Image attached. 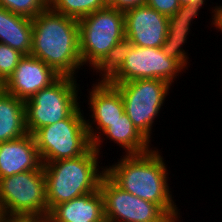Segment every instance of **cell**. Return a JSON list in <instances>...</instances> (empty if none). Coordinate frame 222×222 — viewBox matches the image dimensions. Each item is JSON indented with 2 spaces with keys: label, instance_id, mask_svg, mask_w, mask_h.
<instances>
[{
  "label": "cell",
  "instance_id": "6da1fadb",
  "mask_svg": "<svg viewBox=\"0 0 222 222\" xmlns=\"http://www.w3.org/2000/svg\"><path fill=\"white\" fill-rule=\"evenodd\" d=\"M32 25L30 55L45 62L58 75L76 78L78 70L83 67L78 20L47 7L32 18Z\"/></svg>",
  "mask_w": 222,
  "mask_h": 222
},
{
  "label": "cell",
  "instance_id": "7a4b0ae2",
  "mask_svg": "<svg viewBox=\"0 0 222 222\" xmlns=\"http://www.w3.org/2000/svg\"><path fill=\"white\" fill-rule=\"evenodd\" d=\"M154 147L143 154L122 155L118 162L106 166V175L122 190L159 205L170 217L178 211L168 186V170Z\"/></svg>",
  "mask_w": 222,
  "mask_h": 222
},
{
  "label": "cell",
  "instance_id": "3957f363",
  "mask_svg": "<svg viewBox=\"0 0 222 222\" xmlns=\"http://www.w3.org/2000/svg\"><path fill=\"white\" fill-rule=\"evenodd\" d=\"M99 155L91 146L79 157L43 164L48 213L57 204L99 190L106 174L104 166H99Z\"/></svg>",
  "mask_w": 222,
  "mask_h": 222
},
{
  "label": "cell",
  "instance_id": "277c9868",
  "mask_svg": "<svg viewBox=\"0 0 222 222\" xmlns=\"http://www.w3.org/2000/svg\"><path fill=\"white\" fill-rule=\"evenodd\" d=\"M77 79L60 76L50 86L24 101L25 124L29 134L68 118L79 106ZM78 101V102H77Z\"/></svg>",
  "mask_w": 222,
  "mask_h": 222
},
{
  "label": "cell",
  "instance_id": "5b68a950",
  "mask_svg": "<svg viewBox=\"0 0 222 222\" xmlns=\"http://www.w3.org/2000/svg\"><path fill=\"white\" fill-rule=\"evenodd\" d=\"M79 106L68 118L44 126L34 134L42 164L83 155L92 143L84 112Z\"/></svg>",
  "mask_w": 222,
  "mask_h": 222
},
{
  "label": "cell",
  "instance_id": "8992f818",
  "mask_svg": "<svg viewBox=\"0 0 222 222\" xmlns=\"http://www.w3.org/2000/svg\"><path fill=\"white\" fill-rule=\"evenodd\" d=\"M79 51L83 65L93 69L119 41L125 38L124 12L108 5L78 20Z\"/></svg>",
  "mask_w": 222,
  "mask_h": 222
},
{
  "label": "cell",
  "instance_id": "52a82bcc",
  "mask_svg": "<svg viewBox=\"0 0 222 222\" xmlns=\"http://www.w3.org/2000/svg\"><path fill=\"white\" fill-rule=\"evenodd\" d=\"M109 84L120 91L125 113L136 129L151 143L153 123L165 104L172 85L161 79H137Z\"/></svg>",
  "mask_w": 222,
  "mask_h": 222
},
{
  "label": "cell",
  "instance_id": "ba28073f",
  "mask_svg": "<svg viewBox=\"0 0 222 222\" xmlns=\"http://www.w3.org/2000/svg\"><path fill=\"white\" fill-rule=\"evenodd\" d=\"M48 214L43 165L0 179V215Z\"/></svg>",
  "mask_w": 222,
  "mask_h": 222
},
{
  "label": "cell",
  "instance_id": "9c48e42d",
  "mask_svg": "<svg viewBox=\"0 0 222 222\" xmlns=\"http://www.w3.org/2000/svg\"><path fill=\"white\" fill-rule=\"evenodd\" d=\"M105 218L118 222H169L170 216L157 204L122 190L106 174L99 185Z\"/></svg>",
  "mask_w": 222,
  "mask_h": 222
},
{
  "label": "cell",
  "instance_id": "30bf717a",
  "mask_svg": "<svg viewBox=\"0 0 222 222\" xmlns=\"http://www.w3.org/2000/svg\"><path fill=\"white\" fill-rule=\"evenodd\" d=\"M185 69L166 56L161 48L133 45L120 70L108 83H124L137 79H161L172 85Z\"/></svg>",
  "mask_w": 222,
  "mask_h": 222
},
{
  "label": "cell",
  "instance_id": "8fae6325",
  "mask_svg": "<svg viewBox=\"0 0 222 222\" xmlns=\"http://www.w3.org/2000/svg\"><path fill=\"white\" fill-rule=\"evenodd\" d=\"M125 37L138 47L161 48L168 31V16L148 5L124 12Z\"/></svg>",
  "mask_w": 222,
  "mask_h": 222
},
{
  "label": "cell",
  "instance_id": "7c38bea8",
  "mask_svg": "<svg viewBox=\"0 0 222 222\" xmlns=\"http://www.w3.org/2000/svg\"><path fill=\"white\" fill-rule=\"evenodd\" d=\"M92 85L88 96V108L91 111L89 117L93 120L85 121L91 143L125 112L122 95L114 85L108 82H96Z\"/></svg>",
  "mask_w": 222,
  "mask_h": 222
},
{
  "label": "cell",
  "instance_id": "4fadbf2b",
  "mask_svg": "<svg viewBox=\"0 0 222 222\" xmlns=\"http://www.w3.org/2000/svg\"><path fill=\"white\" fill-rule=\"evenodd\" d=\"M59 77L60 75L42 60L31 55H24L2 88L25 101L39 90L50 86Z\"/></svg>",
  "mask_w": 222,
  "mask_h": 222
},
{
  "label": "cell",
  "instance_id": "5bb4252c",
  "mask_svg": "<svg viewBox=\"0 0 222 222\" xmlns=\"http://www.w3.org/2000/svg\"><path fill=\"white\" fill-rule=\"evenodd\" d=\"M205 2L181 4L173 15L168 16V31L161 46L163 53L176 60L184 69H187L188 52L182 48L187 43V35L192 26L191 21L199 14Z\"/></svg>",
  "mask_w": 222,
  "mask_h": 222
},
{
  "label": "cell",
  "instance_id": "9a60e30c",
  "mask_svg": "<svg viewBox=\"0 0 222 222\" xmlns=\"http://www.w3.org/2000/svg\"><path fill=\"white\" fill-rule=\"evenodd\" d=\"M42 161L32 134L0 143V179L38 170Z\"/></svg>",
  "mask_w": 222,
  "mask_h": 222
},
{
  "label": "cell",
  "instance_id": "2e32d148",
  "mask_svg": "<svg viewBox=\"0 0 222 222\" xmlns=\"http://www.w3.org/2000/svg\"><path fill=\"white\" fill-rule=\"evenodd\" d=\"M51 222H103L104 200L100 190L55 205L48 213Z\"/></svg>",
  "mask_w": 222,
  "mask_h": 222
},
{
  "label": "cell",
  "instance_id": "e0dca14e",
  "mask_svg": "<svg viewBox=\"0 0 222 222\" xmlns=\"http://www.w3.org/2000/svg\"><path fill=\"white\" fill-rule=\"evenodd\" d=\"M103 135V136H102ZM114 141L119 147L124 148L126 155L143 154L149 152L153 147L150 142L136 129L133 122L124 112L122 117L108 127L93 143L92 147L100 154L103 138ZM101 145V146H100ZM151 147V148H150Z\"/></svg>",
  "mask_w": 222,
  "mask_h": 222
},
{
  "label": "cell",
  "instance_id": "ac0fdd59",
  "mask_svg": "<svg viewBox=\"0 0 222 222\" xmlns=\"http://www.w3.org/2000/svg\"><path fill=\"white\" fill-rule=\"evenodd\" d=\"M24 101L0 88V143L26 135Z\"/></svg>",
  "mask_w": 222,
  "mask_h": 222
},
{
  "label": "cell",
  "instance_id": "d6986e66",
  "mask_svg": "<svg viewBox=\"0 0 222 222\" xmlns=\"http://www.w3.org/2000/svg\"><path fill=\"white\" fill-rule=\"evenodd\" d=\"M32 40V19L16 15L7 10L6 45L18 50L23 55H30Z\"/></svg>",
  "mask_w": 222,
  "mask_h": 222
},
{
  "label": "cell",
  "instance_id": "ffe728a7",
  "mask_svg": "<svg viewBox=\"0 0 222 222\" xmlns=\"http://www.w3.org/2000/svg\"><path fill=\"white\" fill-rule=\"evenodd\" d=\"M133 44L126 37L115 44L105 57L93 68L101 76L98 82H108L122 67Z\"/></svg>",
  "mask_w": 222,
  "mask_h": 222
},
{
  "label": "cell",
  "instance_id": "44dd1931",
  "mask_svg": "<svg viewBox=\"0 0 222 222\" xmlns=\"http://www.w3.org/2000/svg\"><path fill=\"white\" fill-rule=\"evenodd\" d=\"M107 5L108 0H50V7L55 12L77 20Z\"/></svg>",
  "mask_w": 222,
  "mask_h": 222
},
{
  "label": "cell",
  "instance_id": "7402d4cb",
  "mask_svg": "<svg viewBox=\"0 0 222 222\" xmlns=\"http://www.w3.org/2000/svg\"><path fill=\"white\" fill-rule=\"evenodd\" d=\"M0 7L29 19L50 7V0H0Z\"/></svg>",
  "mask_w": 222,
  "mask_h": 222
},
{
  "label": "cell",
  "instance_id": "603a6c76",
  "mask_svg": "<svg viewBox=\"0 0 222 222\" xmlns=\"http://www.w3.org/2000/svg\"><path fill=\"white\" fill-rule=\"evenodd\" d=\"M24 55L18 50L0 42V84L3 85L12 75L19 60Z\"/></svg>",
  "mask_w": 222,
  "mask_h": 222
},
{
  "label": "cell",
  "instance_id": "cb8c5ba5",
  "mask_svg": "<svg viewBox=\"0 0 222 222\" xmlns=\"http://www.w3.org/2000/svg\"><path fill=\"white\" fill-rule=\"evenodd\" d=\"M146 5L166 16L173 15L180 7L179 0H146Z\"/></svg>",
  "mask_w": 222,
  "mask_h": 222
},
{
  "label": "cell",
  "instance_id": "d4e9b609",
  "mask_svg": "<svg viewBox=\"0 0 222 222\" xmlns=\"http://www.w3.org/2000/svg\"><path fill=\"white\" fill-rule=\"evenodd\" d=\"M0 222H51L48 214L44 215H0Z\"/></svg>",
  "mask_w": 222,
  "mask_h": 222
},
{
  "label": "cell",
  "instance_id": "484cf974",
  "mask_svg": "<svg viewBox=\"0 0 222 222\" xmlns=\"http://www.w3.org/2000/svg\"><path fill=\"white\" fill-rule=\"evenodd\" d=\"M146 4V0H108V6L125 12Z\"/></svg>",
  "mask_w": 222,
  "mask_h": 222
},
{
  "label": "cell",
  "instance_id": "4316f807",
  "mask_svg": "<svg viewBox=\"0 0 222 222\" xmlns=\"http://www.w3.org/2000/svg\"><path fill=\"white\" fill-rule=\"evenodd\" d=\"M7 9L0 7V42L6 44Z\"/></svg>",
  "mask_w": 222,
  "mask_h": 222
},
{
  "label": "cell",
  "instance_id": "83f0119b",
  "mask_svg": "<svg viewBox=\"0 0 222 222\" xmlns=\"http://www.w3.org/2000/svg\"><path fill=\"white\" fill-rule=\"evenodd\" d=\"M212 11V22L211 25L216 27L218 31H221L222 33V6L221 4L218 6L213 7Z\"/></svg>",
  "mask_w": 222,
  "mask_h": 222
},
{
  "label": "cell",
  "instance_id": "f1b7e54d",
  "mask_svg": "<svg viewBox=\"0 0 222 222\" xmlns=\"http://www.w3.org/2000/svg\"><path fill=\"white\" fill-rule=\"evenodd\" d=\"M179 212L180 209L170 217L169 222H179L181 217Z\"/></svg>",
  "mask_w": 222,
  "mask_h": 222
},
{
  "label": "cell",
  "instance_id": "f546056e",
  "mask_svg": "<svg viewBox=\"0 0 222 222\" xmlns=\"http://www.w3.org/2000/svg\"><path fill=\"white\" fill-rule=\"evenodd\" d=\"M180 4H190L196 2H206V0H179Z\"/></svg>",
  "mask_w": 222,
  "mask_h": 222
},
{
  "label": "cell",
  "instance_id": "4dcf8cb0",
  "mask_svg": "<svg viewBox=\"0 0 222 222\" xmlns=\"http://www.w3.org/2000/svg\"><path fill=\"white\" fill-rule=\"evenodd\" d=\"M103 222H118V221H114V220H111V219L105 218Z\"/></svg>",
  "mask_w": 222,
  "mask_h": 222
}]
</instances>
